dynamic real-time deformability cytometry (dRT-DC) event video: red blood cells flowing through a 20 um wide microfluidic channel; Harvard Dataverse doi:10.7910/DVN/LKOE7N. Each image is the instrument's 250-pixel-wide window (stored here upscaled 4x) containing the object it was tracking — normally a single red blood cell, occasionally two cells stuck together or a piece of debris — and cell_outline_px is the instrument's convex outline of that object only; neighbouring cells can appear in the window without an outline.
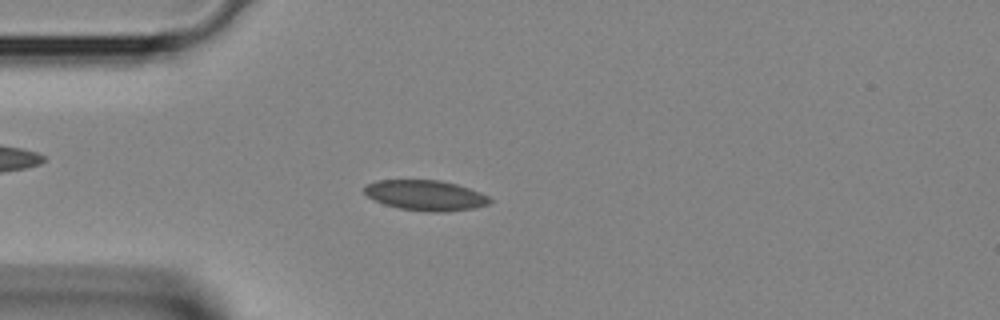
{"species": "Egyptian fruit bat (a non-hibernating species)", "species_latin": "Rousettus aegyptiacus", "temperature_condition": "room temperature", "stored_images_in_passage": 38, "camera_frame_rate_fps": 3000, "um_per_image_px": 0.085, "animal": {"sex": "female"}, "frame": {"image": 1, "passage_image": 9, "time_ms": 2.667, "image_size_px": [1000, 320], "cell_outline_px": [[492, 200], [488, 204], [472, 208], [444, 212], [432, 212], [400, 208], [384, 204], [368, 196], [364, 192], [364, 188], [368, 184], [376, 180], [440, 180], [456, 184], [480, 192], [488, 196]], "centroid_in_image_um": [36.17, 16.6], "position_along_channel_um": 48.8, "area_um2": 21.91}}
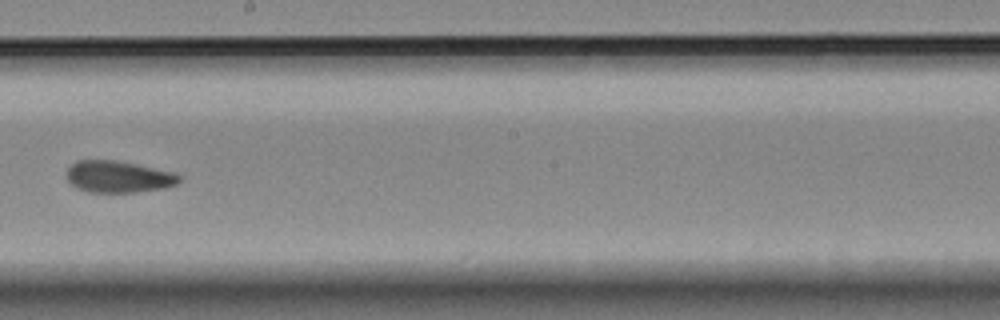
{"frame": {"image": 2, "passage_image": 21, "time_ms": 6.667, "image_size_px": [1000, 320], "cell_outline_px": [[184, 180], [176, 184], [164, 188], [136, 192], [88, 192], [76, 188], [64, 176], [68, 168], [76, 160], [116, 160], [176, 172], [184, 176]], "centroid_in_image_um": [10.1, 15.02], "position_along_channel_um": 238.1, "area_um2": 21.21}}
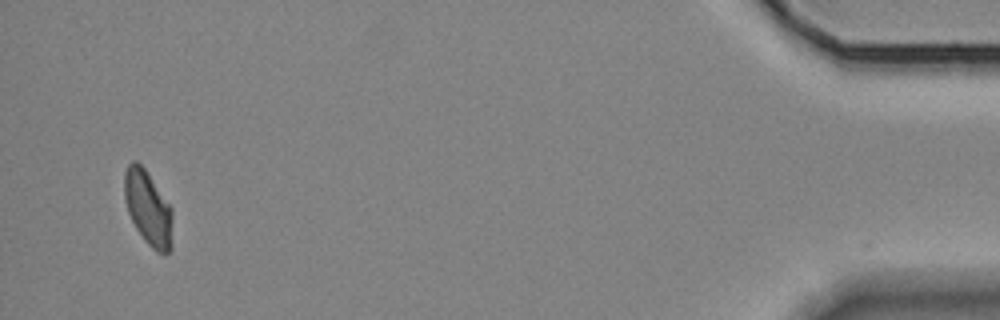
{"frame": {"image": 3, "passage_image": 37, "time_ms": 12.0, "image_size_px": [1000, 320], "cell_outline_px": [[172, 248], [164, 256], [156, 252], [144, 240], [136, 228], [128, 212], [124, 196], [124, 172], [128, 164], [132, 160], [136, 160], [144, 168], [172, 208]], "centroid_in_image_um": [12.59, 17.71], "position_along_channel_um": 422.6, "area_um2": 21.04}}